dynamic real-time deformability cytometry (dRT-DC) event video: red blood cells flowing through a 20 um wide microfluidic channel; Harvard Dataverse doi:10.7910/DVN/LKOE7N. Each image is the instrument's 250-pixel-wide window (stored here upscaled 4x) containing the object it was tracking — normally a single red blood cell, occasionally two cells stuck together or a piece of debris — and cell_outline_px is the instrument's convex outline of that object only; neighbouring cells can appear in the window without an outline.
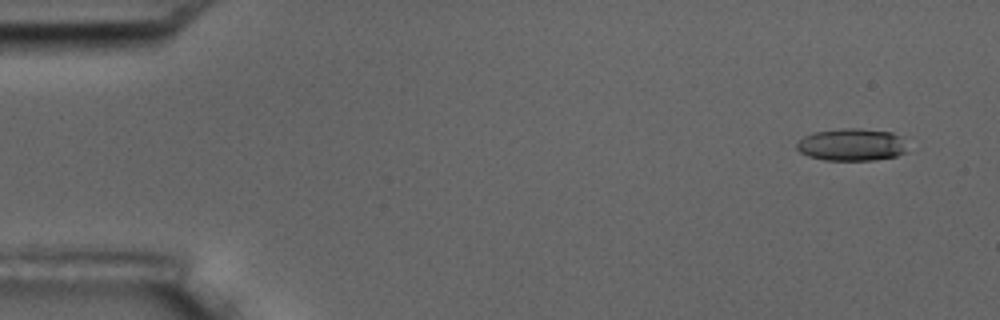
{"species": "common noctule bat (a hibernating species)", "species_latin": "Nyctalus noctula", "temperature_condition": "room temperature", "stored_images_in_passage": 4, "camera_frame_rate_fps": 3000, "um_per_image_px": 0.085, "animal": {"sex": "male", "body_mass_g": 17.5, "forearm_length_mm": 52.3}, "frame": {"image": 1, "passage_image": 1, "time_ms": 0.0, "image_size_px": [1000, 320], "cell_outline_px": [[908, 152], [896, 156], [876, 160], [824, 160], [808, 156], [800, 152], [796, 148], [796, 144], [804, 136], [812, 132], [844, 128], [860, 128], [892, 132], [900, 136]], "centroid_in_image_um": [72.39, 12.3], "position_along_channel_um": 12.6, "area_um2": 20.98}}